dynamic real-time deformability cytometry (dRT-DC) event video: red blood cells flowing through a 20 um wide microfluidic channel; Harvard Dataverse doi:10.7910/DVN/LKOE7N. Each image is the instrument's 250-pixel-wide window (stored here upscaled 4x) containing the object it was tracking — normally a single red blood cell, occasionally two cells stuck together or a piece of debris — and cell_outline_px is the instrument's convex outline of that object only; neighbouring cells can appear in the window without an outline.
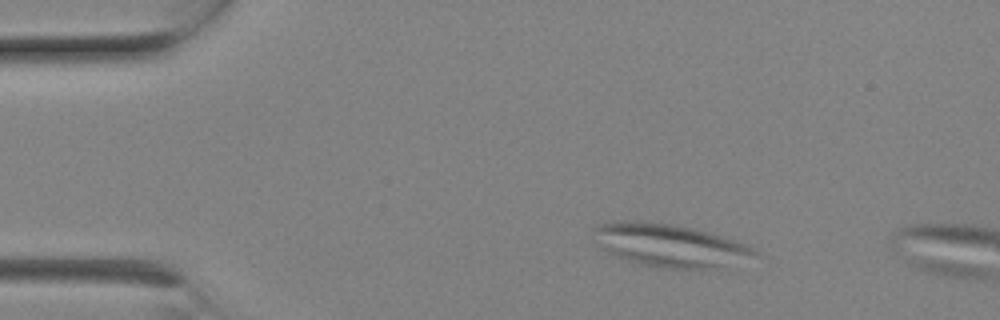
{"species": "Egyptian fruit bat (a non-hibernating species)", "species_latin": "Rousettus aegyptiacus", "temperature_condition": "room temperature", "stored_images_in_passage": 2, "camera_frame_rate_fps": 3000, "um_per_image_px": 0.085, "animal": {"sex": "female"}, "frame": {"image": 1, "passage_image": 1, "time_ms": 0.0, "image_size_px": [1000, 320], "cell_outline_px": [[760, 252], [756, 256], [720, 264], [700, 268], [660, 268], [640, 264], [628, 260], [608, 252], [600, 244], [596, 228], [600, 224], [616, 220], [636, 220], [668, 224], [692, 228], [748, 244], [756, 248]], "centroid_in_image_um": [56.92, 20.83], "position_along_channel_um": 28.1, "area_um2": 38.73}}